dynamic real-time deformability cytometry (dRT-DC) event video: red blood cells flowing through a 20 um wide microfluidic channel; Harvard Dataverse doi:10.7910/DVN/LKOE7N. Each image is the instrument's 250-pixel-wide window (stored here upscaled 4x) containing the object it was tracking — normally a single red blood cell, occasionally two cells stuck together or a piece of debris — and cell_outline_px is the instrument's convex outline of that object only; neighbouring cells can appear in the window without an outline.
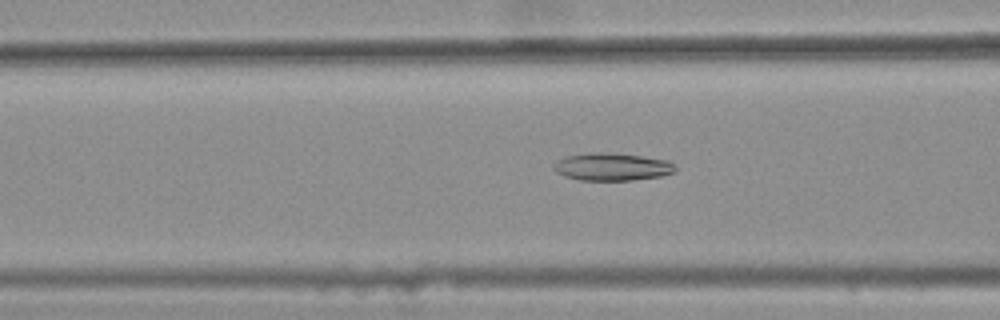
{"species": "common noctule bat (a hibernating species)", "species_latin": "Nyctalus noctula", "temperature_condition": "warm", "stored_images_in_passage": 48, "camera_frame_rate_fps": 3000, "um_per_image_px": 0.085, "animal": {"sex": "female", "body_mass_g": 25.1}, "frame": {"image": 1, "passage_image": 22, "time_ms": 7.0, "image_size_px": [1000, 320], "cell_outline_px": [[676, 172], [660, 176], [632, 180], [580, 180], [564, 176], [556, 172], [552, 168], [556, 160], [564, 156], [588, 152], [604, 152], [640, 156], [668, 160], [676, 168]], "centroid_in_image_um": [51.97, 14.17], "position_along_channel_um": 114.6, "area_um2": 19.65}}
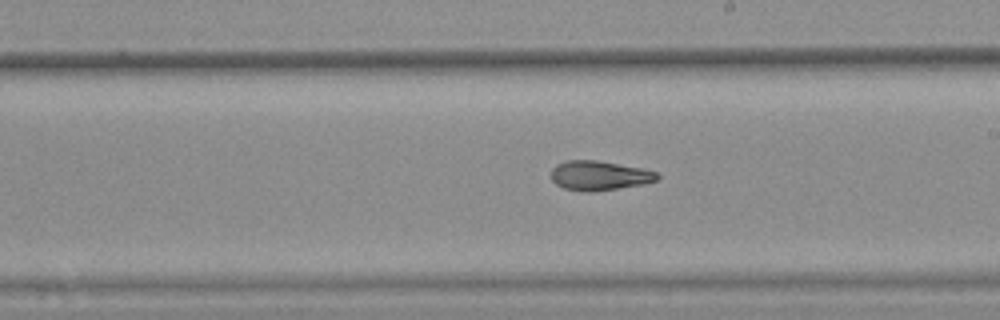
{"frame": {"image": 2, "passage_image": 32, "time_ms": 10.333, "image_size_px": [1000, 320], "cell_outline_px": [[660, 176], [656, 180], [640, 184], [592, 192], [580, 192], [564, 188], [556, 184], [552, 180], [552, 168], [556, 164], [568, 160], [596, 160], [640, 168], [656, 172]], "centroid_in_image_um": [50.88, 14.92], "position_along_channel_um": 238.1, "area_um2": 17.98}}
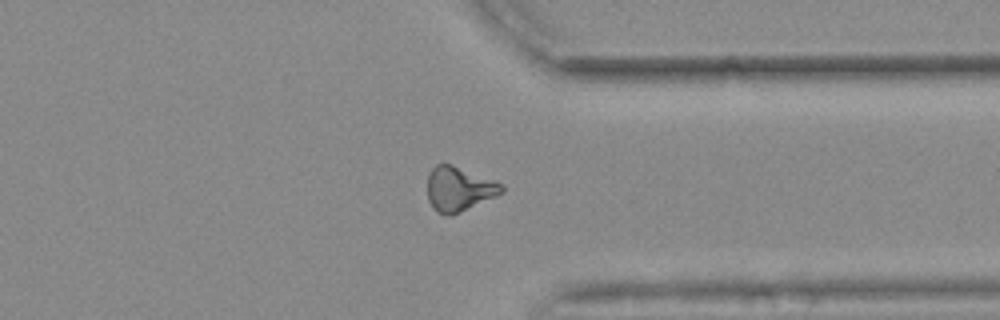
{"frame": {"image": 3, "passage_image": 43, "time_ms": 14.0, "image_size_px": [1000, 320], "cell_outline_px": [[504, 192], [496, 196], [448, 216], [436, 212], [432, 208], [428, 200], [428, 176], [432, 168], [436, 164], [452, 164], [496, 180], [504, 184]], "centroid_in_image_um": [39.02, 16.04], "position_along_channel_um": 372.4, "area_um2": 19.25}, "authors_computed_cell_mechanics": {"area_um2": 18.9006, "velocity_mm_per_s": 3.7086, "shape_relaxation_time_tau1_ms": null, "shape_relaxation_time_tau2_ms": 3.1732, "deformation_change_tau1": null, "deformation_change_tau2": 0.0935}}